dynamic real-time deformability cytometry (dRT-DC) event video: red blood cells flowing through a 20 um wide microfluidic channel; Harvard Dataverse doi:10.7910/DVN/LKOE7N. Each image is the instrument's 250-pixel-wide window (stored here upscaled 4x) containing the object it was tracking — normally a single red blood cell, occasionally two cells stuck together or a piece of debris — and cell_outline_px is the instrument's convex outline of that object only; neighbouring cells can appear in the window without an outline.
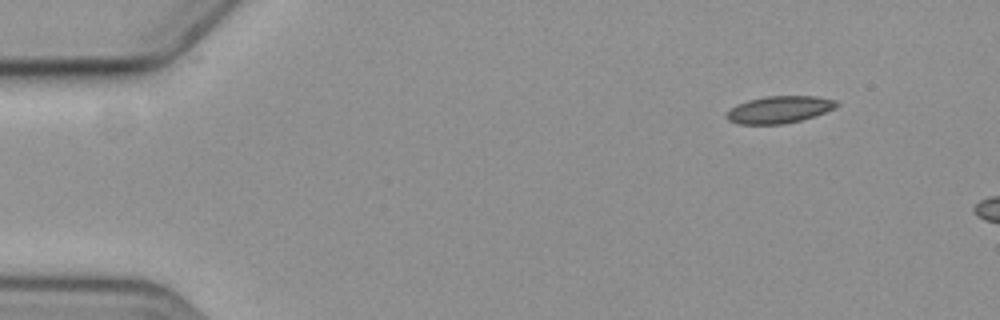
{"species": "common noctule bat (a hibernating species)", "species_latin": "Nyctalus noctula", "temperature_condition": "cold", "stored_images_in_passage": 3, "camera_frame_rate_fps": 3000, "um_per_image_px": 0.085, "animal": {"sex": "female", "body_mass_g": 19.3, "forearm_length_mm": 54.1}, "frame": {"image": 1, "passage_image": 1, "time_ms": 0.0, "image_size_px": [1000, 320], "cell_outline_px": [[840, 104], [824, 112], [800, 120], [784, 124], [740, 124], [728, 120], [724, 116], [736, 104], [748, 100], [764, 96], [816, 96], [836, 100]], "centroid_in_image_um": [66.2, 9.31], "position_along_channel_um": 18.8, "area_um2": 17.22}}